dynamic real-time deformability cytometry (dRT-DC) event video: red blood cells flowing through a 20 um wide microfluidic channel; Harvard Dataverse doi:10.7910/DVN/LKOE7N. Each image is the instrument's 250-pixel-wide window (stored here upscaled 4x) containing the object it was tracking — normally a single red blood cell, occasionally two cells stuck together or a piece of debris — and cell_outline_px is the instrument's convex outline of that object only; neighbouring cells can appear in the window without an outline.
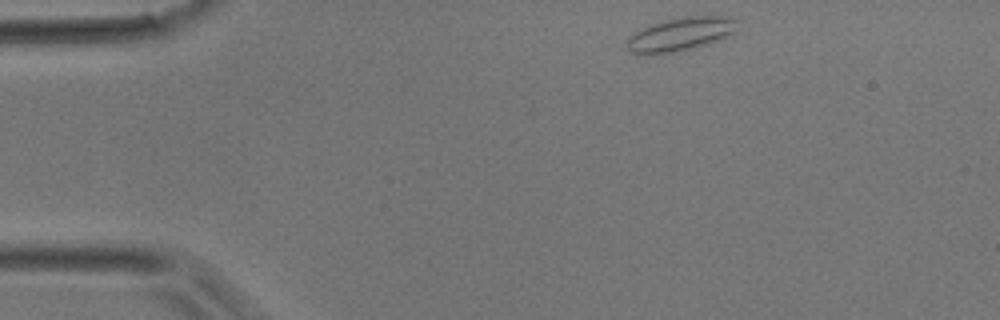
{"species": "common noctule bat (a hibernating species)", "species_latin": "Nyctalus noctula", "temperature_condition": "room temperature", "stored_images_in_passage": 38, "camera_frame_rate_fps": 3000, "um_per_image_px": 0.085, "animal": {"sex": "male", "body_mass_g": 17.9}, "frame": {"image": 1, "passage_image": 1, "time_ms": 0.0, "image_size_px": [1000, 320], "cell_outline_px": [[736, 20], [732, 32], [716, 40], [704, 44], [672, 52], [648, 56], [644, 56], [632, 52], [628, 48], [628, 36], [640, 28], [664, 20], [684, 16], [720, 16]], "centroid_in_image_um": [57.7, 2.91], "position_along_channel_um": 27.3, "area_um2": 20.98}}
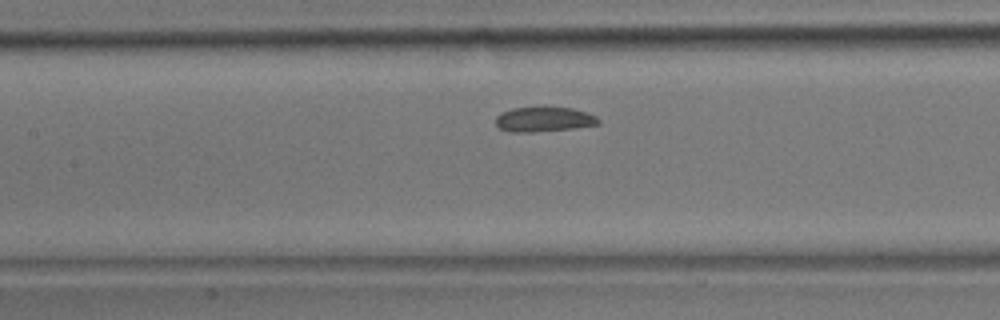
{"frame": {"image": 2, "passage_image": 14, "time_ms": 4.333, "image_size_px": [1000, 320], "cell_outline_px": [[600, 124], [572, 128], [536, 132], [508, 132], [500, 128], [496, 124], [496, 116], [500, 112], [512, 108], [572, 108], [596, 116], [600, 120]], "centroid_in_image_um": [46.2, 10.16], "position_along_channel_um": 161.2, "area_um2": 14.68}}
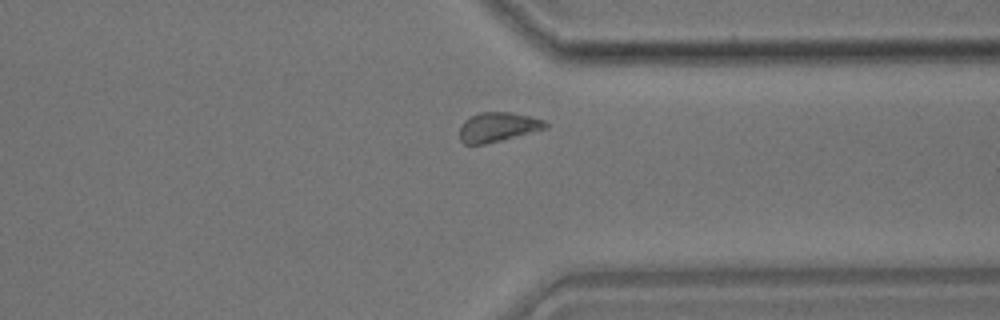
{"frame": {"image": 3, "passage_image": 28, "time_ms": 9.0, "image_size_px": [1000, 320], "cell_outline_px": [[548, 128], [484, 144], [464, 144], [460, 140], [460, 128], [464, 120], [480, 112], [512, 112], [544, 120], [548, 124]], "centroid_in_image_um": [42.31, 10.79], "position_along_channel_um": 369.1, "area_um2": 14.57}}